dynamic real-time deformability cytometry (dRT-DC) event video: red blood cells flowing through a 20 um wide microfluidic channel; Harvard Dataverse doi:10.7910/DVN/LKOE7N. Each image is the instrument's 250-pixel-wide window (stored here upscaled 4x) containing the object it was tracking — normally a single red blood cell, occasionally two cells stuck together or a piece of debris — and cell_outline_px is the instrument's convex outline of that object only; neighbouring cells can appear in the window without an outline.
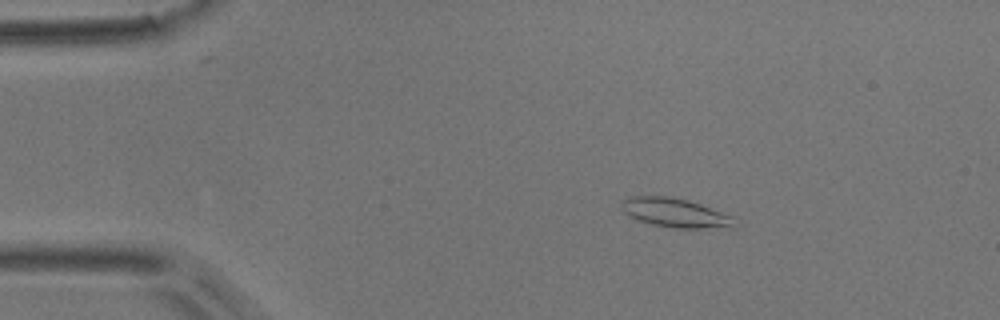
{"species": "common noctule bat (a hibernating species)", "species_latin": "Nyctalus noctula", "temperature_condition": "room temperature", "stored_images_in_passage": 5, "camera_frame_rate_fps": 3000, "um_per_image_px": 0.085, "animal": {"sex": "male", "body_mass_g": 17.9}, "frame": {"image": 1, "passage_image": 3, "time_ms": 0.667, "image_size_px": [1000, 320], "cell_outline_px": [[736, 228], [672, 228], [632, 220], [620, 208], [620, 200], [628, 196], [668, 196], [688, 200], [700, 204], [732, 216]], "centroid_in_image_um": [57.31, 18.09], "position_along_channel_um": 27.7, "area_um2": 19.54}}